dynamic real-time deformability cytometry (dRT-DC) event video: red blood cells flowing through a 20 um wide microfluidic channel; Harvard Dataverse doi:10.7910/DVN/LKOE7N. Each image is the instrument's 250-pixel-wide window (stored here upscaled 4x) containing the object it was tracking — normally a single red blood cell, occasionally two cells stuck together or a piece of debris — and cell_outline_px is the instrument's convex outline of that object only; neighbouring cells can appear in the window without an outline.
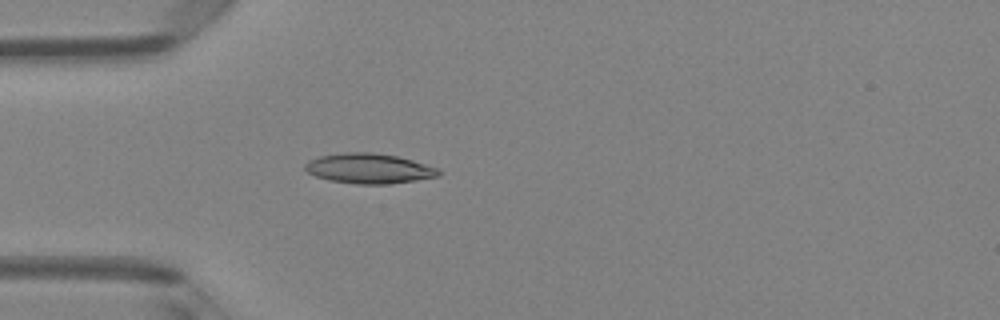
{"species": "Egyptian fruit bat (a non-hibernating species)", "species_latin": "Rousettus aegyptiacus", "temperature_condition": "room temperature", "stored_images_in_passage": 4, "camera_frame_rate_fps": 3000, "um_per_image_px": 0.085, "animal": {"sex": "female"}, "frame": {"image": 1, "passage_image": 4, "time_ms": 3.667, "image_size_px": [1000, 320], "cell_outline_px": [[444, 172], [440, 176], [416, 180], [388, 184], [356, 184], [328, 180], [316, 176], [308, 172], [304, 168], [304, 164], [308, 160], [320, 156], [344, 152], [372, 152], [396, 156], [412, 160], [440, 168]], "centroid_in_image_um": [31.4, 14.32], "position_along_channel_um": 53.6, "area_um2": 23.58}}